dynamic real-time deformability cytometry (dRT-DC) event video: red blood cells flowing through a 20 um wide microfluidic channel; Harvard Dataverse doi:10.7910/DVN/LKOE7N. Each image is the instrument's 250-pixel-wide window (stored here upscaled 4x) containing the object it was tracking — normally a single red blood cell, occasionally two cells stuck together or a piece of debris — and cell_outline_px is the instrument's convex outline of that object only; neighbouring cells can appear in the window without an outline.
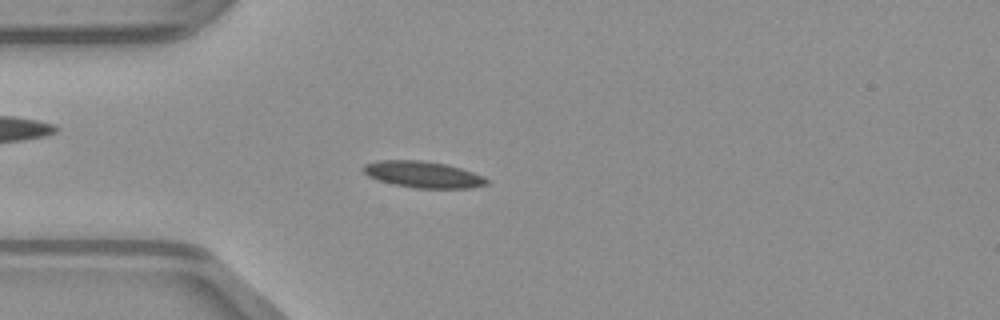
{"species": "common noctule bat (a hibernating species)", "species_latin": "Nyctalus noctula", "temperature_condition": "warm", "stored_images_in_passage": 49, "camera_frame_rate_fps": 3000, "um_per_image_px": 0.085, "animal": {"sex": "male", "body_mass_g": 23.1, "forearm_length_mm": 52.7}, "frame": {"image": 1, "passage_image": 13, "time_ms": 4.0, "image_size_px": [1000, 320], "cell_outline_px": [[488, 184], [468, 188], [416, 188], [396, 184], [380, 180], [368, 176], [360, 168], [364, 164], [376, 160], [424, 160], [448, 164], [484, 176], [488, 180]], "centroid_in_image_um": [35.94, 14.81], "position_along_channel_um": 49.1, "area_um2": 19.02}}
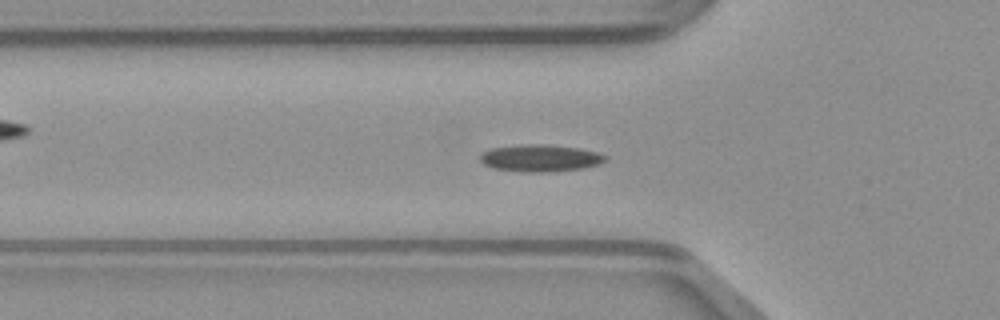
{"frame": {"image": 2, "passage_image": 16, "time_ms": 5.0, "image_size_px": [1000, 320], "cell_outline_px": [[608, 160], [600, 164], [584, 168], [548, 172], [520, 172], [492, 168], [484, 164], [480, 160], [480, 156], [484, 152], [492, 148], [520, 144], [548, 144], [580, 148], [596, 152], [608, 156]], "centroid_in_image_um": [45.95, 13.44], "position_along_channel_um": 79.8, "area_um2": 20.0}}
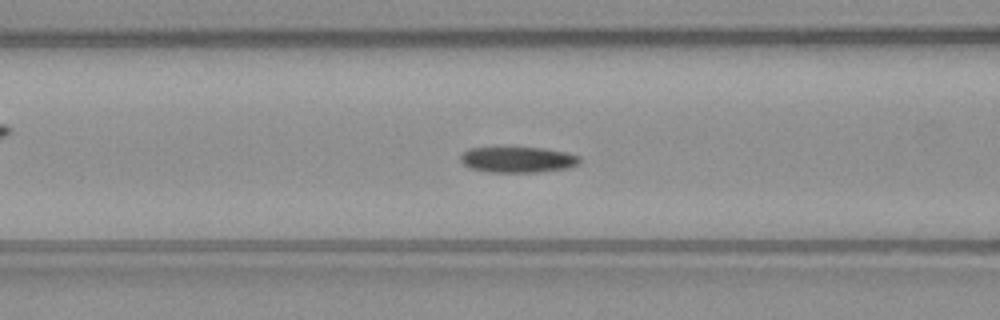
{"frame": {"image": 3, "passage_image": 19, "time_ms": 6.0, "image_size_px": [1000, 320], "cell_outline_px": [[580, 164], [568, 168], [540, 172], [488, 172], [472, 168], [464, 164], [460, 160], [460, 156], [468, 148], [496, 144], [544, 148], [568, 152], [580, 156]], "centroid_in_image_um": [43.99, 13.51], "position_along_channel_um": 122.6, "area_um2": 19.02}}